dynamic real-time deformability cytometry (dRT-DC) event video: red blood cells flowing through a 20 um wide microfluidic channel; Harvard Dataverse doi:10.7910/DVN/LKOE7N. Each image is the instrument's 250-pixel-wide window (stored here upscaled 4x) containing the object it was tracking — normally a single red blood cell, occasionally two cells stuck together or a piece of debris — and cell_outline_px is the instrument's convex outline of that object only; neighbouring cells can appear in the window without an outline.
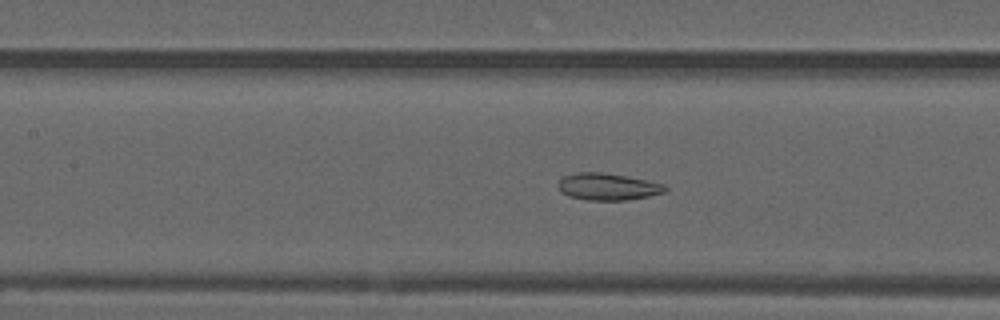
{"species": "common noctule bat (a hibernating species)", "species_latin": "Nyctalus noctula", "temperature_condition": "warm", "stored_images_in_passage": 43, "camera_frame_rate_fps": 3000, "um_per_image_px": 0.085, "animal": {"sex": "male", "forearm_length_mm": 52.5}, "frame": {"image": 1, "passage_image": 25, "time_ms": 8.0, "image_size_px": [1000, 320], "cell_outline_px": [[668, 188], [664, 192], [648, 196], [628, 200], [584, 200], [568, 196], [560, 192], [560, 180], [564, 176], [576, 172], [600, 172], [648, 180], [660, 184]], "centroid_in_image_um": [51.63, 15.87], "position_along_channel_um": 155.8, "area_um2": 16.59}}
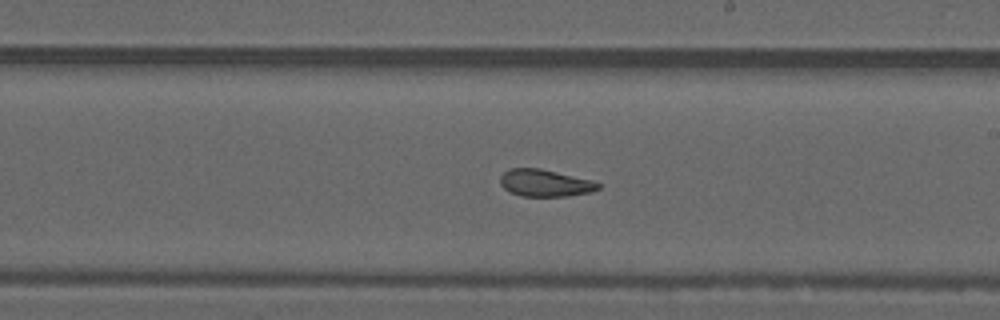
{"frame": {"image": 2, "passage_image": 32, "time_ms": 10.333, "image_size_px": [1000, 320], "cell_outline_px": [[600, 188], [592, 192], [568, 196], [520, 196], [504, 188], [500, 184], [500, 176], [508, 168], [540, 168], [592, 180], [600, 184]], "centroid_in_image_um": [46.33, 15.55], "position_along_channel_um": 242.7, "area_um2": 15.49}}
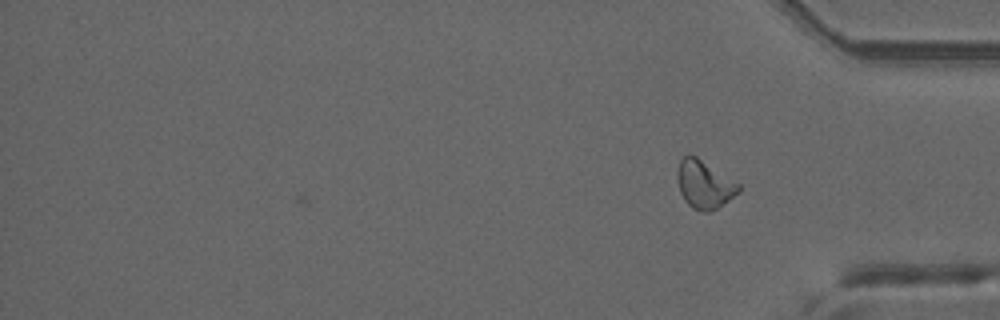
{"frame": {"image": 3, "passage_image": 43, "time_ms": 14.0, "image_size_px": [1000, 320], "cell_outline_px": [[740, 188], [728, 200], [712, 212], [700, 212], [692, 208], [684, 200], [680, 192], [676, 176], [680, 160], [684, 156], [696, 156], [740, 184]], "centroid_in_image_um": [59.83, 15.7], "position_along_channel_um": 375.4, "area_um2": 16.94}, "authors_computed_cell_mechanics": {"area_um2": 16.9354, "velocity_mm_per_s": 3.7499, "shape_relaxation_time_tau1_ms": null, "shape_relaxation_time_tau2_ms": 2.2607, "deformation_change_tau1": null, "deformation_change_tau2": 0.0924}}